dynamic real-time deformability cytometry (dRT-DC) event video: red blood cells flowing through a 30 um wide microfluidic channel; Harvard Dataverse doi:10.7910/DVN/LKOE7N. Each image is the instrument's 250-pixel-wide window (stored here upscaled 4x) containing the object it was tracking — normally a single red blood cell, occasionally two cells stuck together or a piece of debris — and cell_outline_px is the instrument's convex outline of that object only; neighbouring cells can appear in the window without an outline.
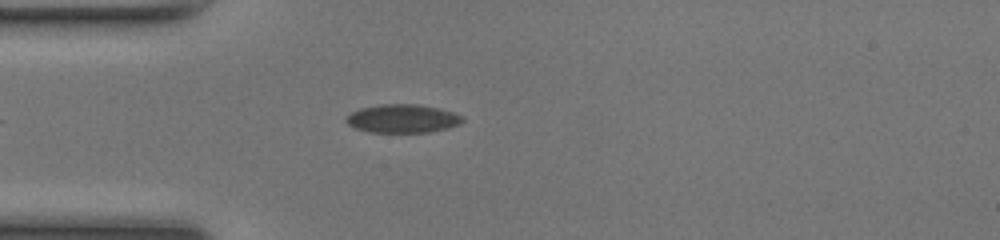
{"species": "common noctule bat (a hibernating species)", "species_latin": "Nyctalus noctula", "temperature_condition": "room temperature", "stored_images_in_passage": 43, "camera_frame_rate_fps": 3000, "um_per_image_px": 0.085, "animal": {"sex": "female", "body_mass_g": 17.0, "forearm_length_mm": 48.0}, "frame": {"image": 1, "passage_image": 7, "time_ms": 2.0, "image_size_px": [1000, 240], "cell_outline_px": [[464, 120], [460, 124], [448, 128], [428, 132], [368, 132], [356, 128], [348, 124], [344, 120], [344, 116], [360, 108], [380, 104], [416, 104], [436, 108], [452, 112], [464, 116]], "centroid_in_image_um": [34.19, 10.08], "position_along_channel_um": 50.8, "area_um2": 19.31}}
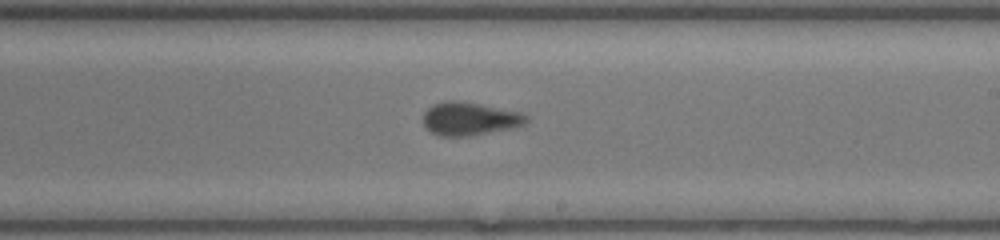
{"frame": {"image": 2, "passage_image": 22, "time_ms": 7.0, "image_size_px": [1000, 240], "cell_outline_px": [[528, 120], [524, 124], [508, 128], [468, 136], [440, 136], [424, 128], [424, 112], [432, 104], [448, 100], [456, 100], [524, 112], [528, 116]], "centroid_in_image_um": [39.9, 10.08], "position_along_channel_um": 249.1, "area_um2": 19.83}}
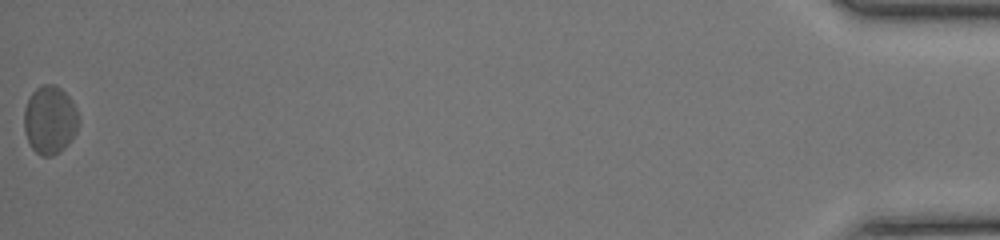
{"frame": {"image": 3, "passage_image": 43, "time_ms": 14.0, "image_size_px": [1000, 240], "cell_outline_px": [[80, 120], [76, 132], [68, 144], [64, 148], [52, 156], [40, 156], [32, 148], [24, 132], [24, 108], [32, 92], [40, 84], [56, 84], [68, 96], [76, 108], [80, 116]], "centroid_in_image_um": [4.24, 10.18], "position_along_channel_um": 431.0, "area_um2": 21.91}, "authors_computed_cell_mechanics": {"area_um2": 19.8832, "velocity_mm_per_s": 4.1388, "shape_relaxation_time_tau1_ms": 4.5799, "shape_relaxation_time_tau2_ms": 0.9341, "deformation_change_tau1": 0.1176, "deformation_change_tau2": 0.0458}}